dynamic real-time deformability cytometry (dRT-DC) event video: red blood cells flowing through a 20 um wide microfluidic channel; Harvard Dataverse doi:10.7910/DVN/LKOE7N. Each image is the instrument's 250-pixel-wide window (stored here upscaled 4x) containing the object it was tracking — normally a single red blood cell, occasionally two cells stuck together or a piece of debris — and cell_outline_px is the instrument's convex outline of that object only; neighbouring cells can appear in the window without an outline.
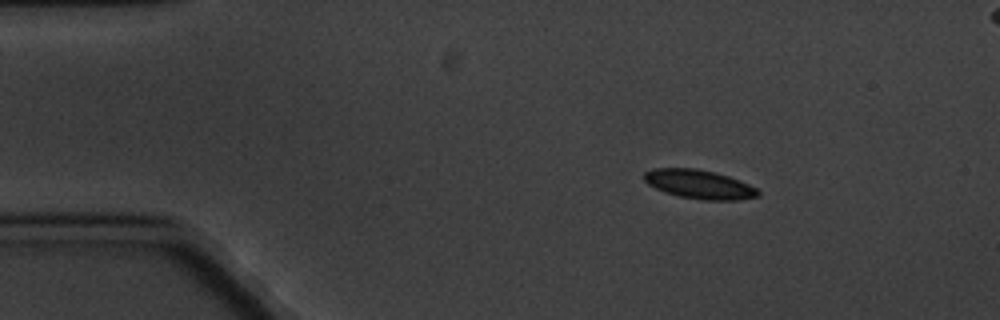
{"species": "common noctule bat (a hibernating species)", "species_latin": "Nyctalus noctula", "temperature_condition": "cold", "stored_images_in_passage": 5, "segment_of_instrument_passage": [1, 2], "camera_frame_rate_fps": 3000, "um_per_image_px": 0.085, "animal": {"sex": "male", "body_mass_g": 20.1, "forearm_length_mm": 53.5}, "frame": {"image": 1, "passage_image": 2, "time_ms": 1.0, "image_size_px": [1000, 320], "cell_outline_px": [[760, 196], [736, 200], [704, 200], [680, 196], [664, 192], [648, 184], [644, 180], [644, 172], [656, 168], [696, 168], [716, 172], [740, 180], [756, 188], [760, 192]], "centroid_in_image_um": [59.45, 15.66], "position_along_channel_um": 25.6, "area_um2": 19.19}}